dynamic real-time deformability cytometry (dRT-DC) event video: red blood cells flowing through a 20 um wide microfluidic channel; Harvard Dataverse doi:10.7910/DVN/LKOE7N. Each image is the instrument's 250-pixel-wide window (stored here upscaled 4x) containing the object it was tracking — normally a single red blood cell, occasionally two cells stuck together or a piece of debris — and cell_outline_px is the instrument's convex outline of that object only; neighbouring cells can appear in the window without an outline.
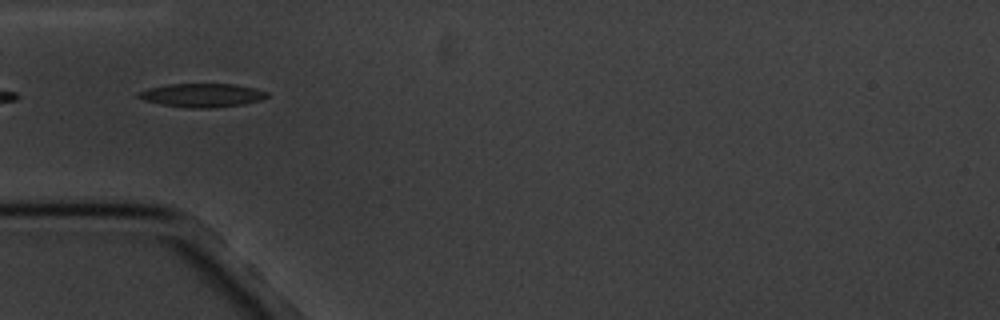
{"species": "common noctule bat (a hibernating species)", "species_latin": "Nyctalus noctula", "temperature_condition": "cold", "stored_images_in_passage": 5, "camera_frame_rate_fps": 3000, "um_per_image_px": 0.085, "animal": {"sex": "male", "body_mass_g": 20.1, "forearm_length_mm": 53.5}, "frame": {"image": 1, "passage_image": 2, "time_ms": 1.0, "image_size_px": [1000, 320], "cell_outline_px": [[268, 96], [260, 100], [240, 104], [208, 108], [192, 108], [160, 104], [144, 100], [136, 96], [136, 92], [148, 88], [168, 84], [232, 84], [252, 88], [268, 92]], "centroid_in_image_um": [17.1, 8.09], "position_along_channel_um": 67.9, "area_um2": 17.46}}
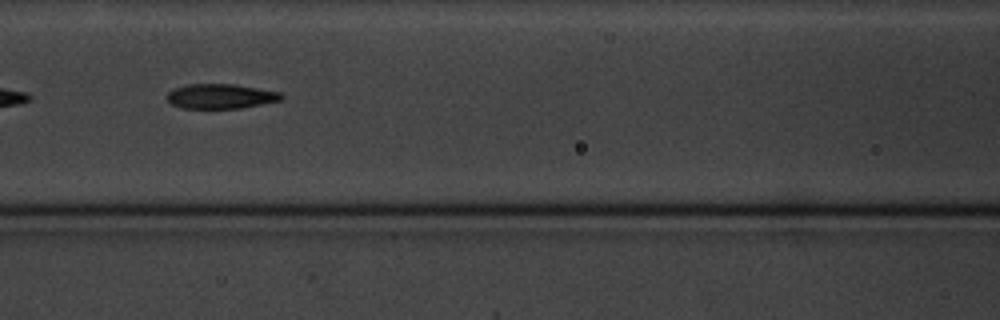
{"frame": {"image": 2, "passage_image": 4, "time_ms": 3.333, "image_size_px": [1000, 320], "cell_outline_px": [[284, 96], [280, 100], [240, 108], [180, 108], [172, 104], [164, 96], [172, 88], [188, 84], [232, 84], [280, 92]], "centroid_in_image_um": [18.68, 8.18], "position_along_channel_um": 147.9, "area_um2": 16.42}}
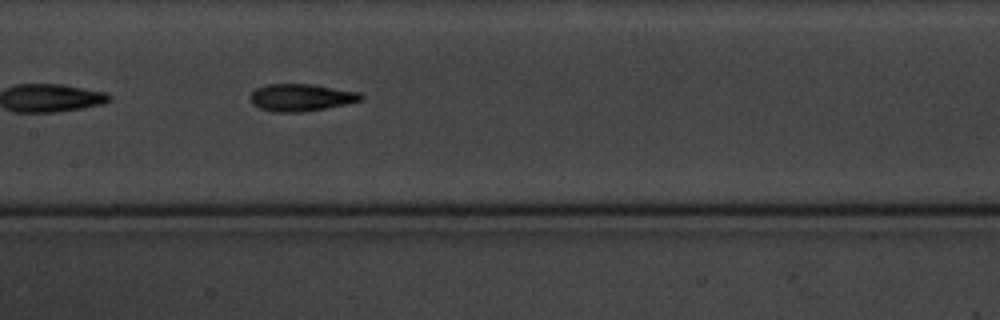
{"frame": {"image": 3, "passage_image": 5, "time_ms": 4.333, "image_size_px": [1000, 320], "cell_outline_px": [[364, 96], [360, 100], [344, 104], [324, 108], [300, 112], [272, 112], [260, 108], [252, 104], [252, 92], [256, 88], [264, 84], [312, 84], [360, 92]], "centroid_in_image_um": [25.57, 8.27], "position_along_channel_um": 181.8, "area_um2": 17.4}}